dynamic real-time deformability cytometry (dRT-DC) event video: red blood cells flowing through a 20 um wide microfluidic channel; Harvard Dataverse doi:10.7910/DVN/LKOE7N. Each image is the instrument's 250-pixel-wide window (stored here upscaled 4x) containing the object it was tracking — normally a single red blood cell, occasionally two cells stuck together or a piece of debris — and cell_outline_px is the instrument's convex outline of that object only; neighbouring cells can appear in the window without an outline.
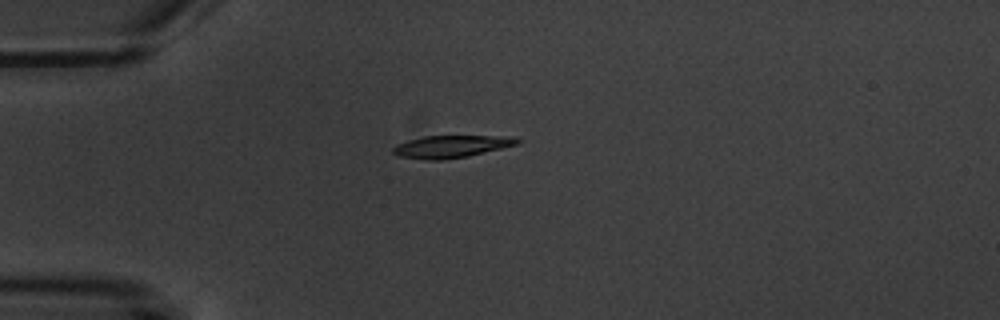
{"species": "common noctule bat (a hibernating species)", "species_latin": "Nyctalus noctula", "temperature_condition": "warm", "stored_images_in_passage": 5, "camera_frame_rate_fps": 3000, "um_per_image_px": 0.085, "animal": {"sex": "male", "body_mass_g": 20.1, "forearm_length_mm": 53.5}, "frame": {"image": 1, "passage_image": 5, "time_ms": 5.0, "image_size_px": [1000, 320], "cell_outline_px": [[524, 140], [516, 144], [468, 156], [440, 160], [424, 160], [400, 156], [392, 152], [392, 148], [396, 144], [408, 140], [424, 136], [508, 136]], "centroid_in_image_um": [38.31, 12.45], "position_along_channel_um": 46.7, "area_um2": 16.01}}